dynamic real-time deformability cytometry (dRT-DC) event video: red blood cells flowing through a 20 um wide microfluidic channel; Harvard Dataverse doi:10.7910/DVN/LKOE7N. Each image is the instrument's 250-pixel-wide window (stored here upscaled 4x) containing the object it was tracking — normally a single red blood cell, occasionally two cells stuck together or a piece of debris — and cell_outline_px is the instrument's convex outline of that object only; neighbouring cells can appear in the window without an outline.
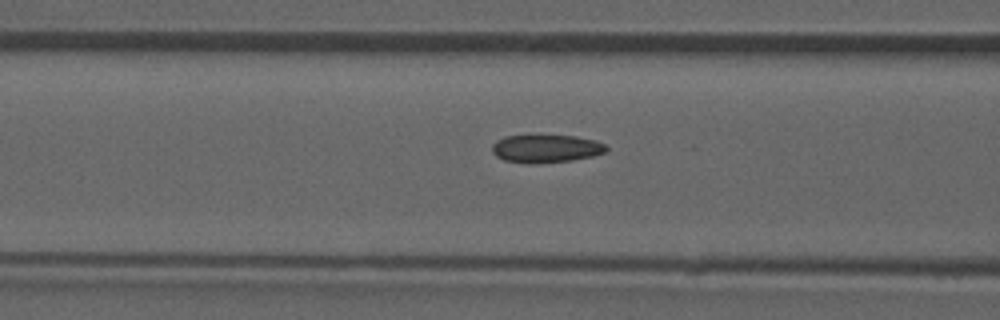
{"species": "common noctule bat (a hibernating species)", "species_latin": "Nyctalus noctula", "temperature_condition": "room temperature", "stored_images_in_passage": 15, "camera_frame_rate_fps": 3000, "um_per_image_px": 0.085, "animal": {"sex": "male", "forearm_length_mm": 52.5}, "frame": {"image": 1, "passage_image": 13, "time_ms": 4.0, "image_size_px": [1000, 320], "cell_outline_px": [[608, 152], [592, 156], [572, 160], [540, 164], [504, 160], [496, 156], [492, 152], [492, 144], [496, 140], [504, 136], [576, 136], [596, 140], [604, 144], [608, 148]], "centroid_in_image_um": [46.43, 12.63], "position_along_channel_um": 120.2, "area_um2": 18.61}}